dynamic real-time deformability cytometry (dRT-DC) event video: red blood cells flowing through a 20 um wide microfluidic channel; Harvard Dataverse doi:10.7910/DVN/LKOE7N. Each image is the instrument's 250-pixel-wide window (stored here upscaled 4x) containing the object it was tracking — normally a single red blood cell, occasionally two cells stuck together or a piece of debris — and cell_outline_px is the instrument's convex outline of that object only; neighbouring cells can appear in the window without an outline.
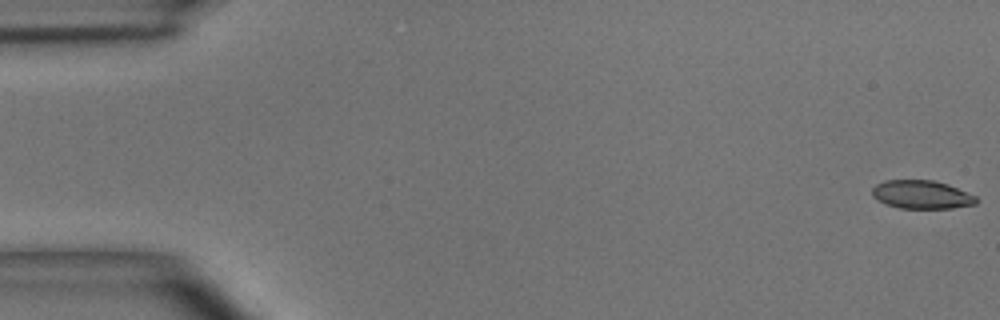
{"species": "common noctule bat (a hibernating species)", "species_latin": "Nyctalus noctula", "temperature_condition": "room temperature", "stored_images_in_passage": 5, "camera_frame_rate_fps": 3000, "um_per_image_px": 0.085, "animal": {"sex": "male", "body_mass_g": 15.6}, "frame": {"image": 1, "passage_image": 1, "time_ms": 0.0, "image_size_px": [1000, 320], "cell_outline_px": [[980, 200], [976, 204], [952, 208], [900, 208], [888, 204], [872, 196], [872, 188], [876, 184], [884, 180], [932, 180], [948, 184], [976, 196]], "centroid_in_image_um": [78.37, 16.53], "position_along_channel_um": 6.6, "area_um2": 17.17}}